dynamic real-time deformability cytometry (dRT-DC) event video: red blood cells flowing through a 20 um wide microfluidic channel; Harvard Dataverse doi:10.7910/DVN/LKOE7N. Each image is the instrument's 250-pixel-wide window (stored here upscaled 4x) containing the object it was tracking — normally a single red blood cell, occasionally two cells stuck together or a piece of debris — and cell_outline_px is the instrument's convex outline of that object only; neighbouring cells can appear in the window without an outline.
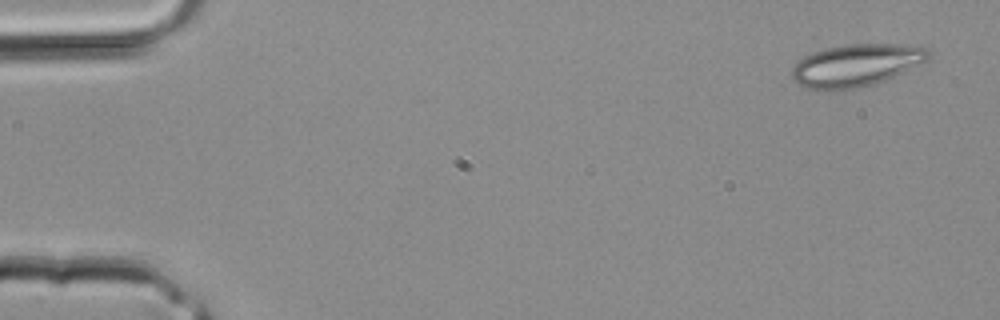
{"species": "common noctule bat (a hibernating species)", "species_latin": "Nyctalus noctula", "temperature_condition": "room temperature", "stored_images_in_passage": 3, "camera_frame_rate_fps": 3000, "um_per_image_px": 0.085, "animal": {"sex": "male", "body_mass_g": 20.4}, "frame": {"image": 1, "passage_image": 1, "time_ms": 0.0, "image_size_px": [1000, 320], "cell_outline_px": [[932, 56], [928, 60], [876, 84], [840, 92], [824, 92], [804, 88], [792, 80], [792, 68], [804, 56], [812, 52], [828, 48], [848, 44], [896, 44], [924, 48], [932, 52]], "centroid_in_image_um": [72.71, 5.6], "position_along_channel_um": 12.3, "area_um2": 34.16}}